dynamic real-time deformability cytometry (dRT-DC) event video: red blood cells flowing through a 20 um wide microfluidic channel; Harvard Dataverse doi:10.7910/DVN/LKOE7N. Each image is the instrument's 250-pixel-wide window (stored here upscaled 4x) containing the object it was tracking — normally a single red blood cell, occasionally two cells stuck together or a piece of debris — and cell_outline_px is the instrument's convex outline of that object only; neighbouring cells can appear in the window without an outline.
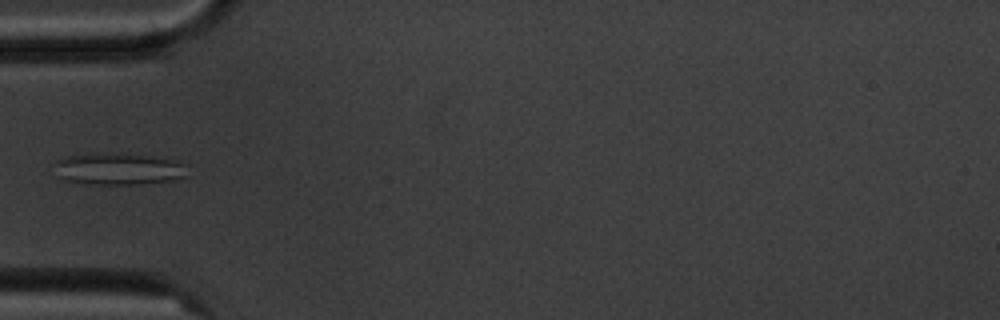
{"species": "common noctule bat (a hibernating species)", "species_latin": "Nyctalus noctula", "temperature_condition": "cold", "stored_images_in_passage": 5, "camera_frame_rate_fps": 3000, "um_per_image_px": 0.085, "animal": {"sex": "male", "body_mass_g": 20.1, "forearm_length_mm": 53.5}, "frame": {"image": 1, "passage_image": 5, "time_ms": 4.667, "image_size_px": [1000, 320], "cell_outline_px": [[188, 176], [176, 180], [140, 184], [88, 184], [64, 180], [56, 176], [52, 164], [56, 160], [64, 156], [88, 152], [128, 152], [176, 160], [184, 164]], "centroid_in_image_um": [10.01, 14.32], "position_along_channel_um": 75.0, "area_um2": 25.84}}